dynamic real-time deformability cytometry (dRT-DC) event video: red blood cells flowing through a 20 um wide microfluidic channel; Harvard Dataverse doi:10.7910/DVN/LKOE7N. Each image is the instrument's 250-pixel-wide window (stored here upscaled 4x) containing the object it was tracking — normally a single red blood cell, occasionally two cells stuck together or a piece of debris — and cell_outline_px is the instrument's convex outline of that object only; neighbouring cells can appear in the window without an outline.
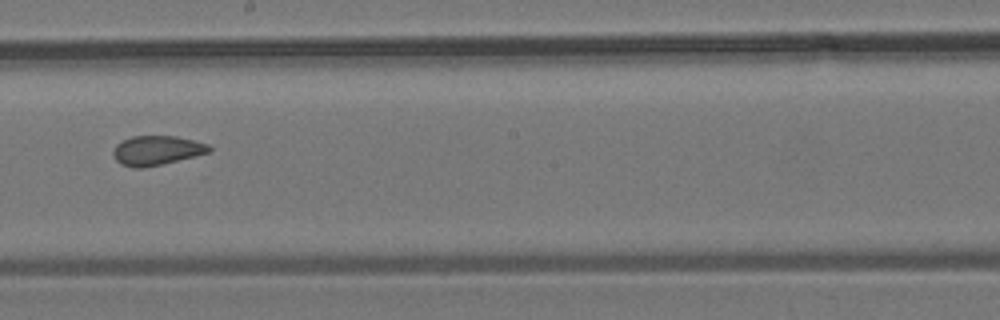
{"species": "common noctule bat (a hibernating species)", "species_latin": "Nyctalus noctula", "temperature_condition": "room temperature", "stored_images_in_passage": 9, "camera_frame_rate_fps": 3000, "um_per_image_px": 0.085, "animal": {"sex": "male", "body_mass_g": 19.2, "forearm_length_mm": 51.8}, "frame": {"image": 1, "passage_image": 8, "time_ms": 9.333, "image_size_px": [1000, 320], "cell_outline_px": [[212, 148], [208, 152], [196, 156], [144, 168], [136, 168], [120, 164], [116, 160], [112, 152], [116, 144], [132, 136], [176, 136], [208, 144]], "centroid_in_image_um": [13.3, 12.79], "position_along_channel_um": 234.9, "area_um2": 16.36}}
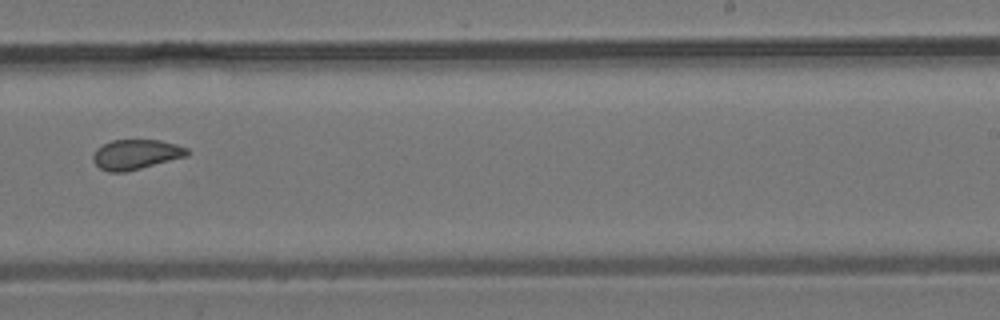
{"frame": {"image": 2, "passage_image": 9, "time_ms": 10.333, "image_size_px": [1000, 320], "cell_outline_px": [[188, 156], [124, 172], [108, 172], [100, 168], [92, 160], [92, 156], [96, 148], [112, 140], [160, 140], [176, 144], [188, 148]], "centroid_in_image_um": [11.54, 13.12], "position_along_channel_um": 277.5, "area_um2": 16.36}}